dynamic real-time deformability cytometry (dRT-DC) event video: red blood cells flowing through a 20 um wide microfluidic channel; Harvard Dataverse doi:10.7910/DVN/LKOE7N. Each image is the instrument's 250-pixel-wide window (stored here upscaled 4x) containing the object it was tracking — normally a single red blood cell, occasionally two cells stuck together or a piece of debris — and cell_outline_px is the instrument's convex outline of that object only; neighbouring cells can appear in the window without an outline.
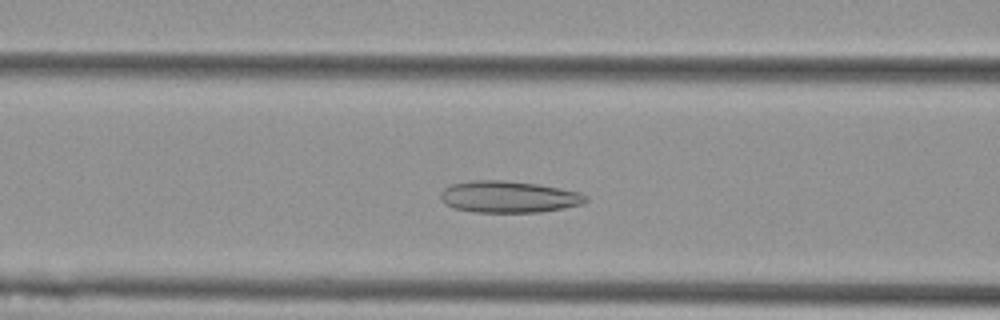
{"species": "Egyptian fruit bat (a non-hibernating species)", "species_latin": "Rousettus aegyptiacus", "temperature_condition": "cold", "stored_images_in_passage": 50, "camera_frame_rate_fps": 3000, "um_per_image_px": 0.085, "animal": {"sex": "female"}, "frame": {"image": 1, "passage_image": 17, "time_ms": 5.333, "image_size_px": [1000, 320], "cell_outline_px": [[588, 200], [584, 204], [564, 208], [540, 212], [472, 212], [452, 208], [444, 204], [440, 200], [440, 192], [444, 188], [452, 184], [472, 180], [504, 180], [536, 184], [560, 188], [580, 192], [588, 196]], "centroid_in_image_um": [43.22, 16.73], "position_along_channel_um": 123.4, "area_um2": 27.11}}
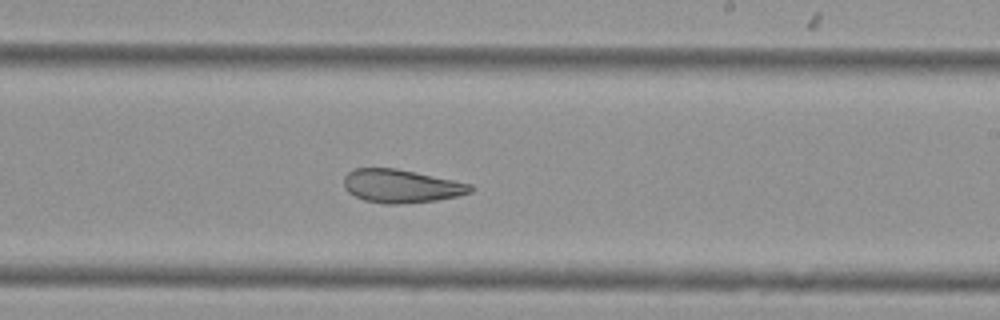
{"frame": {"image": 2, "passage_image": 28, "time_ms": 9.0, "image_size_px": [1000, 320], "cell_outline_px": [[476, 188], [472, 192], [460, 196], [436, 200], [400, 204], [384, 204], [364, 200], [348, 192], [344, 188], [344, 176], [348, 172], [356, 168], [396, 168], [472, 184]], "centroid_in_image_um": [34.12, 15.82], "position_along_channel_um": 254.9, "area_um2": 24.68}}
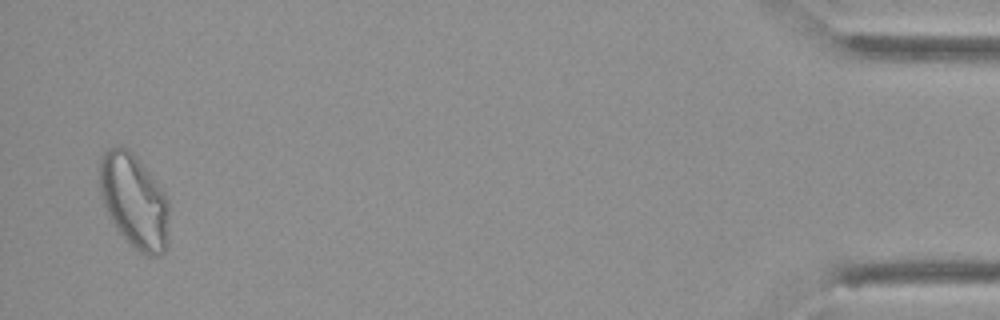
{"frame": {"image": 3, "passage_image": 49, "time_ms": 16.0, "image_size_px": [1000, 320], "cell_outline_px": [[168, 244], [164, 252], [156, 256], [144, 256], [116, 228], [100, 196], [100, 156], [108, 148], [128, 148], [132, 152], [164, 192], [168, 200]], "centroid_in_image_um": [11.42, 17.11], "position_along_channel_um": 423.8, "area_um2": 37.57}, "authors_computed_cell_mechanics": {"area_um2": 29.9693, "velocity_mm_per_s": 3.6057, "shape_relaxation_time_tau1_ms": null, "shape_relaxation_time_tau2_ms": 3.5186, "deformation_change_tau1": null, "deformation_change_tau2": 0.1128}}